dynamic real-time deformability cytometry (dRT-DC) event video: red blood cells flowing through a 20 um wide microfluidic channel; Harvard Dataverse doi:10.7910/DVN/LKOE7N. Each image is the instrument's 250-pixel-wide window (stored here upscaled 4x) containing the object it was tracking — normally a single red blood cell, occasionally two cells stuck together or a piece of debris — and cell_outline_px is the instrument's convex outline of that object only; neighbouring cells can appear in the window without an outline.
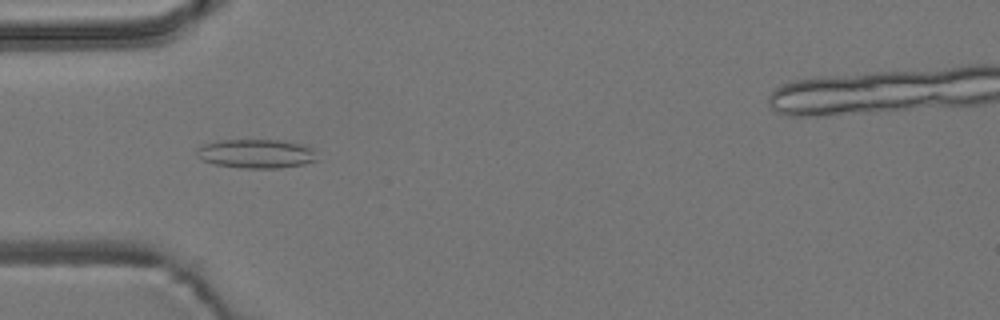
{"species": "common noctule bat (a hibernating species)", "species_latin": "Nyctalus noctula", "temperature_condition": "room temperature", "stored_images_in_passage": 46, "segment_of_instrument_passage": [1, 2], "camera_frame_rate_fps": 3000, "um_per_image_px": 0.085, "animal": {"sex": "male", "body_mass_g": 19.2, "forearm_length_mm": 51.8}, "frame": {"image": 1, "passage_image": 7, "time_ms": 2.0, "image_size_px": [1000, 320], "cell_outline_px": [[316, 160], [304, 164], [280, 168], [240, 168], [216, 164], [204, 160], [196, 156], [196, 148], [200, 144], [216, 140], [280, 140], [300, 144], [312, 148]], "centroid_in_image_um": [21.7, 13.05], "position_along_channel_um": 63.3, "area_um2": 20.35}}
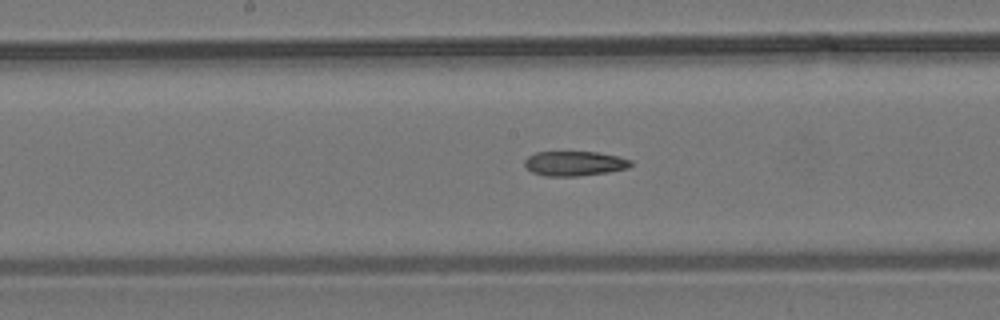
{"frame": {"image": 2, "passage_image": 18, "time_ms": 5.667, "image_size_px": [1000, 320], "cell_outline_px": [[632, 164], [628, 168], [608, 172], [576, 176], [544, 176], [532, 172], [524, 164], [524, 160], [528, 156], [536, 152], [596, 152], [616, 156], [632, 160]], "centroid_in_image_um": [48.82, 13.9], "position_along_channel_um": 199.4, "area_um2": 15.2}}
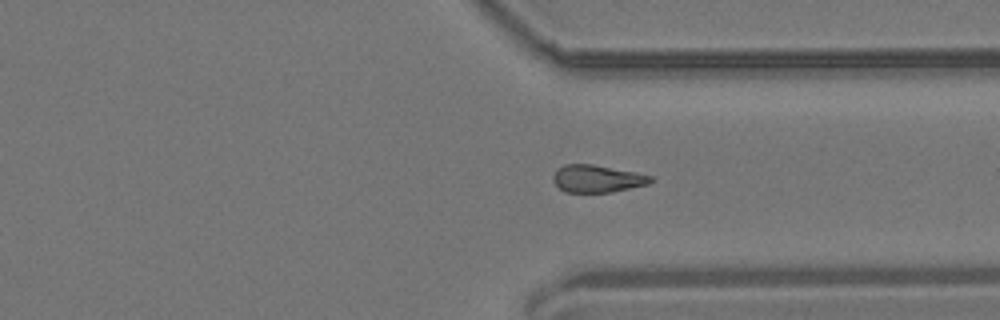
{"frame": {"image": 3, "passage_image": 31, "time_ms": 10.0, "image_size_px": [1000, 320], "cell_outline_px": [[652, 180], [648, 184], [612, 192], [564, 192], [552, 180], [552, 176], [556, 168], [564, 164], [592, 164], [636, 172], [652, 176]], "centroid_in_image_um": [50.72, 15.18], "position_along_channel_um": 360.7, "area_um2": 15.61}}